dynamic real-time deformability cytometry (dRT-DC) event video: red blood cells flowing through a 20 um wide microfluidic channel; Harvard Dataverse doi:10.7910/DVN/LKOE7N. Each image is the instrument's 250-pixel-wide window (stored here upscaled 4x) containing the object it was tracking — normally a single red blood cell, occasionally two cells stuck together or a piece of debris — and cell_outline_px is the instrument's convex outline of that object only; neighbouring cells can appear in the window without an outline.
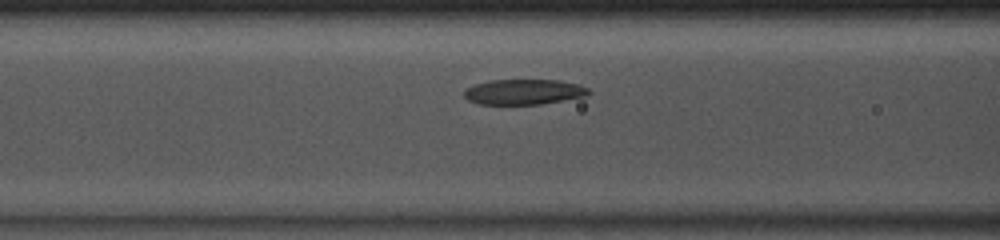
{"species": "common noctule bat (a hibernating species)", "species_latin": "Nyctalus noctula", "temperature_condition": "room temperature", "stored_images_in_passage": 41, "camera_frame_rate_fps": 3000, "um_per_image_px": 0.085, "animal": {"sex": "male", "body_mass_g": 13.0, "forearm_length_mm": 53.1}, "frame": {"image": 1, "passage_image": 17, "time_ms": 5.333, "image_size_px": [1000, 240], "cell_outline_px": [[592, 92], [588, 96], [540, 104], [476, 104], [468, 100], [464, 96], [464, 88], [488, 80], [560, 80], [576, 84], [588, 88]], "centroid_in_image_um": [44.52, 7.81], "position_along_channel_um": 122.1, "area_um2": 18.5}}
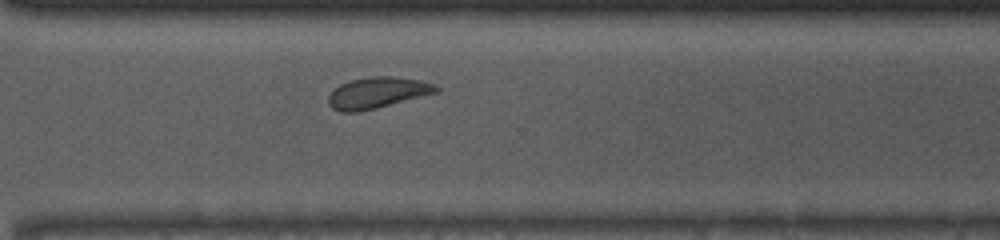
{"frame": {"image": 2, "passage_image": 33, "time_ms": 10.667, "image_size_px": [1000, 240], "cell_outline_px": [[440, 92], [376, 108], [356, 112], [340, 112], [332, 108], [328, 104], [328, 96], [340, 84], [348, 80], [372, 76], [392, 76], [420, 80], [436, 84], [440, 88]], "centroid_in_image_um": [32.1, 7.88], "position_along_channel_um": 338.5, "area_um2": 19.71}}
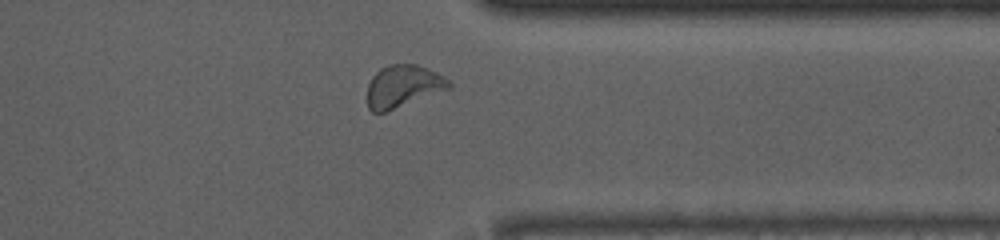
{"frame": {"image": 3, "passage_image": 36, "time_ms": 11.667, "image_size_px": [1000, 240], "cell_outline_px": [[452, 88], [384, 112], [372, 112], [368, 108], [368, 84], [372, 76], [380, 68], [388, 64], [416, 64], [428, 68], [444, 76], [452, 84]], "centroid_in_image_um": [34.27, 7.31], "position_along_channel_um": 377.1, "area_um2": 20.11}}